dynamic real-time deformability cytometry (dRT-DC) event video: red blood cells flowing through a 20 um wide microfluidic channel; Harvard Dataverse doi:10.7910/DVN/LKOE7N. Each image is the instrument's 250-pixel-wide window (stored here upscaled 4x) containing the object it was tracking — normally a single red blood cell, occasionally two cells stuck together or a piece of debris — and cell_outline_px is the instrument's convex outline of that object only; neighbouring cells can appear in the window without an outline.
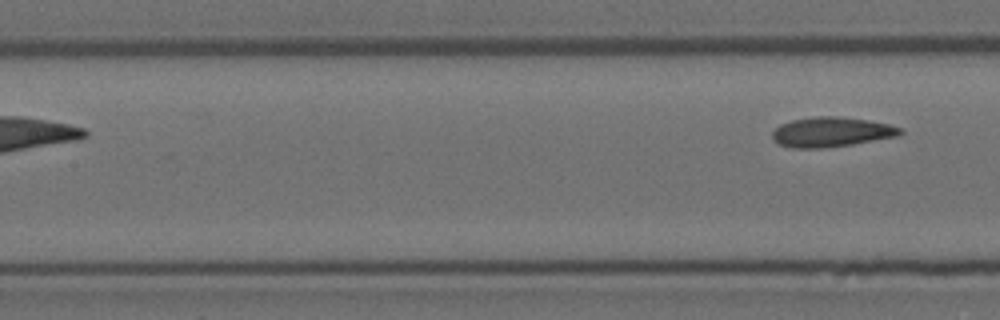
{"species": "Egyptian fruit bat (a non-hibernating species)", "species_latin": "Rousettus aegyptiacus", "temperature_condition": "room temperature", "stored_images_in_passage": 6, "segment_of_instrument_passage": [2, 2], "camera_frame_rate_fps": 3000, "um_per_image_px": 0.085, "animal": {"sex": "female"}, "frame": {"image": 1, "passage_image": 6, "time_ms": 1.667, "image_size_px": [1000, 320], "cell_outline_px": [[904, 132], [896, 136], [852, 144], [820, 148], [792, 148], [780, 144], [772, 140], [772, 132], [780, 124], [792, 120], [816, 116], [840, 116], [868, 120], [888, 124], [904, 128]], "centroid_in_image_um": [70.66, 11.21], "position_along_channel_um": 136.7, "area_um2": 22.2}}